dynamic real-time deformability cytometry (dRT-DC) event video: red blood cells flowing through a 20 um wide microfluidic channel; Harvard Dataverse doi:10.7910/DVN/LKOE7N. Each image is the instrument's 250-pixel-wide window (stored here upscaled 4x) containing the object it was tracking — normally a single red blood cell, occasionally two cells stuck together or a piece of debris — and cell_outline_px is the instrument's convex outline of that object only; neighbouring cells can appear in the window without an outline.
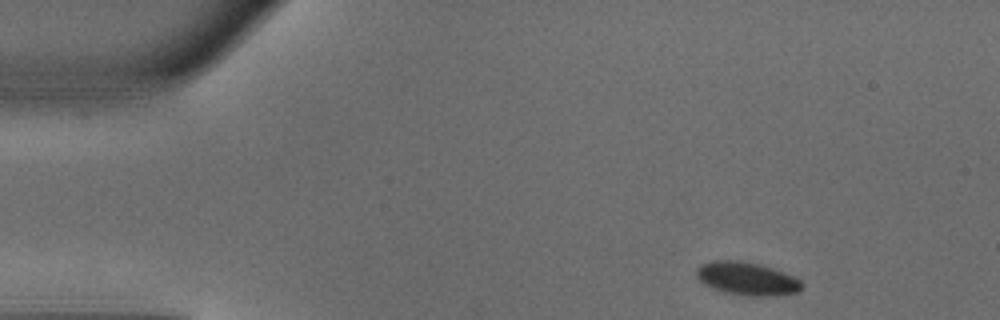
{"species": "common noctule bat (a hibernating species)", "species_latin": "Nyctalus noctula", "temperature_condition": "warm", "stored_images_in_passage": 20, "camera_frame_rate_fps": 3000, "um_per_image_px": 0.085, "animal": {"sex": "male", "body_mass_g": 18.8}, "frame": {"image": 1, "passage_image": 2, "time_ms": 0.333, "image_size_px": [1000, 320], "cell_outline_px": [[804, 284], [796, 292], [776, 296], [748, 296], [724, 292], [712, 288], [704, 284], [696, 276], [696, 268], [700, 264], [712, 260], [740, 260], [760, 264], [784, 272], [800, 280]], "centroid_in_image_um": [63.46, 23.67], "position_along_channel_um": 21.5, "area_um2": 20.46}}
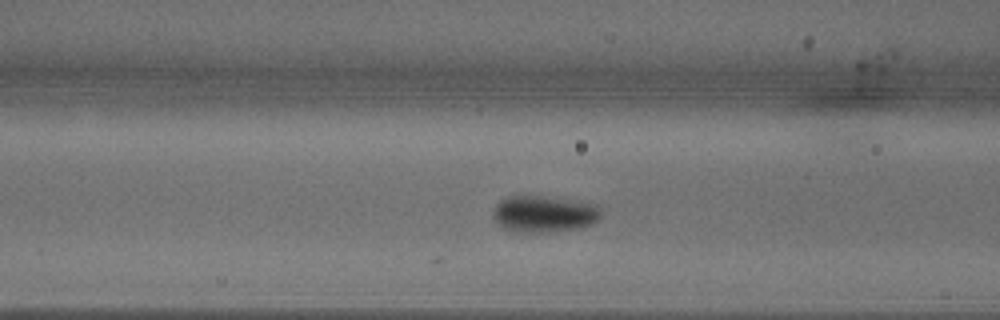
{"frame": {"image": 2, "passage_image": 15, "time_ms": 4.667, "image_size_px": [1000, 320], "cell_outline_px": [[600, 216], [592, 224], [584, 228], [544, 232], [512, 232], [500, 228], [496, 224], [492, 216], [492, 212], [496, 204], [500, 200], [508, 196], [540, 196], [600, 204]], "centroid_in_image_um": [46.2, 18.2], "position_along_channel_um": 120.4, "area_um2": 23.41}}
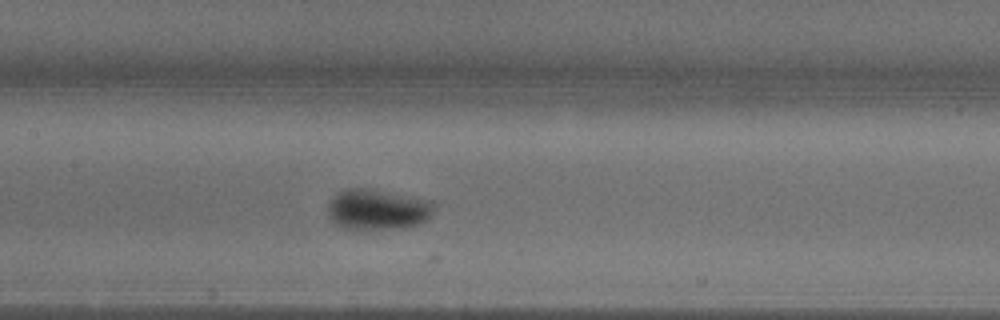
{"frame": {"image": 3, "passage_image": 19, "time_ms": 6.0, "image_size_px": [1000, 320], "cell_outline_px": [[436, 204], [428, 220], [420, 224], [404, 228], [344, 228], [336, 224], [328, 216], [328, 204], [332, 196], [348, 188], [372, 188], [432, 200]], "centroid_in_image_um": [32.13, 17.78], "position_along_channel_um": 175.3, "area_um2": 25.32}}